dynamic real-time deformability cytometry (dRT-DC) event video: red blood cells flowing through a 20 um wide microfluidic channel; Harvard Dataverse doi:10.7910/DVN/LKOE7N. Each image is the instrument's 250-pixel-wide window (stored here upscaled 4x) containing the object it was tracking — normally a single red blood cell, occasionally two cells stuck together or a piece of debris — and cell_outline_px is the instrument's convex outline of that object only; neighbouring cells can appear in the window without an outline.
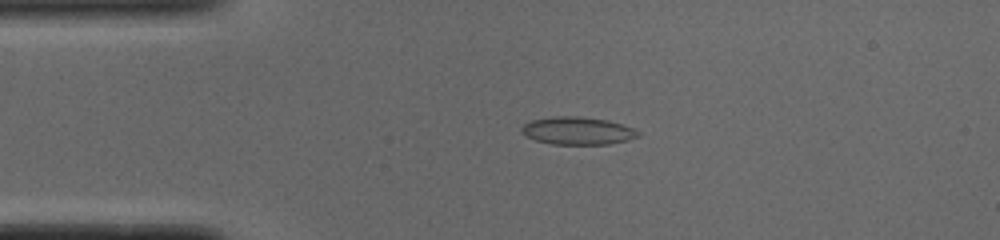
{"species": "common noctule bat (a hibernating species)", "species_latin": "Nyctalus noctula", "temperature_condition": "cold", "stored_images_in_passage": 13, "camera_frame_rate_fps": 3000, "um_per_image_px": 0.085, "animal": {"sex": "male", "body_mass_g": 19.0, "forearm_length_mm": 50.8}, "frame": {"image": 1, "passage_image": 8, "time_ms": 2.333, "image_size_px": [1000, 240], "cell_outline_px": [[640, 136], [628, 140], [608, 144], [552, 144], [536, 140], [528, 136], [520, 128], [524, 124], [532, 120], [556, 116], [580, 116], [608, 120], [632, 128], [640, 132]], "centroid_in_image_um": [49.13, 11.11], "position_along_channel_um": 35.9, "area_um2": 18.61}}